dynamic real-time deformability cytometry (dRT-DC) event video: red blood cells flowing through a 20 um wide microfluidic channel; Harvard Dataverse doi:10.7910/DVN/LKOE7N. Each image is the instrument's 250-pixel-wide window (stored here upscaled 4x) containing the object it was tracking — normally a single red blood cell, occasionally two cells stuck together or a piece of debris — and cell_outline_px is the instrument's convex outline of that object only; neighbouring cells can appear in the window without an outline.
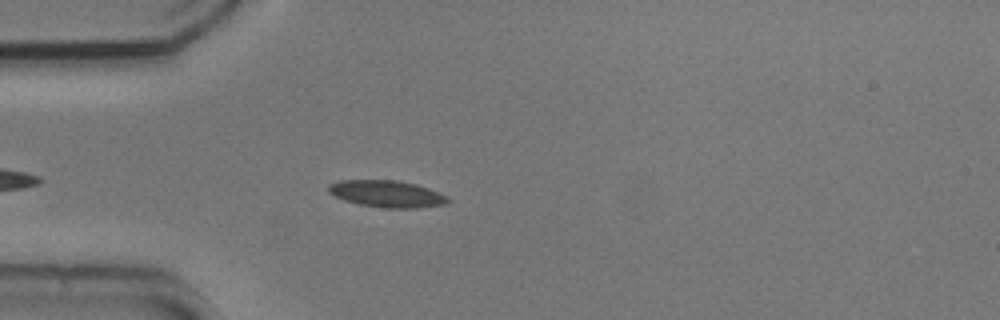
{"species": "common noctule bat (a hibernating species)", "species_latin": "Nyctalus noctula", "temperature_condition": "cold", "stored_images_in_passage": 44, "camera_frame_rate_fps": 3000, "um_per_image_px": 0.085, "animal": {"sex": "male", "body_mass_g": 20.5, "forearm_length_mm": 52.5}, "frame": {"image": 1, "passage_image": 7, "time_ms": 2.0, "image_size_px": [1000, 320], "cell_outline_px": [[452, 200], [444, 204], [416, 208], [384, 208], [356, 204], [344, 200], [328, 192], [328, 184], [340, 180], [396, 180], [416, 184], [428, 188], [448, 196]], "centroid_in_image_um": [32.88, 16.48], "position_along_channel_um": 52.1, "area_um2": 18.79}}
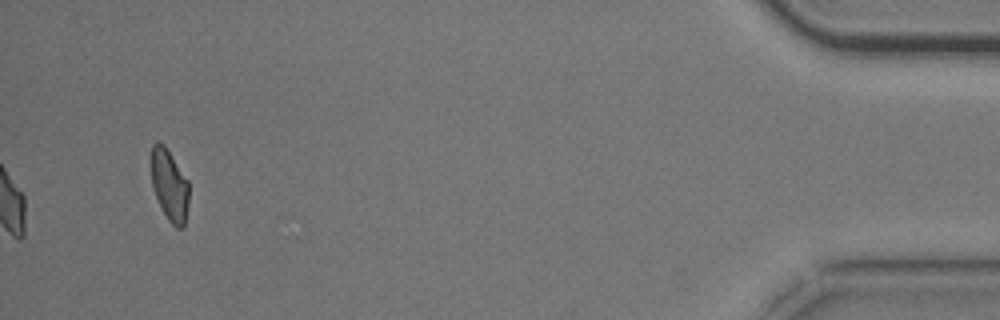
{"frame": {"image": 2, "passage_image": 44, "time_ms": 14.333, "image_size_px": [1000, 320], "cell_outline_px": [[188, 204], [184, 228], [176, 228], [168, 220], [156, 196], [152, 184], [152, 144], [156, 140], [164, 144], [188, 180]], "centroid_in_image_um": [14.42, 15.74], "position_along_channel_um": 420.8, "area_um2": 15.49}, "authors_computed_cell_mechanics": {"area_um2": 17.1088, "velocity_mm_per_s": 3.6811, "shape_relaxation_time_tau1_ms": null, "shape_relaxation_time_tau2_ms": 5.3431, "deformation_change_tau1": null, "deformation_change_tau2": 0.1155}}